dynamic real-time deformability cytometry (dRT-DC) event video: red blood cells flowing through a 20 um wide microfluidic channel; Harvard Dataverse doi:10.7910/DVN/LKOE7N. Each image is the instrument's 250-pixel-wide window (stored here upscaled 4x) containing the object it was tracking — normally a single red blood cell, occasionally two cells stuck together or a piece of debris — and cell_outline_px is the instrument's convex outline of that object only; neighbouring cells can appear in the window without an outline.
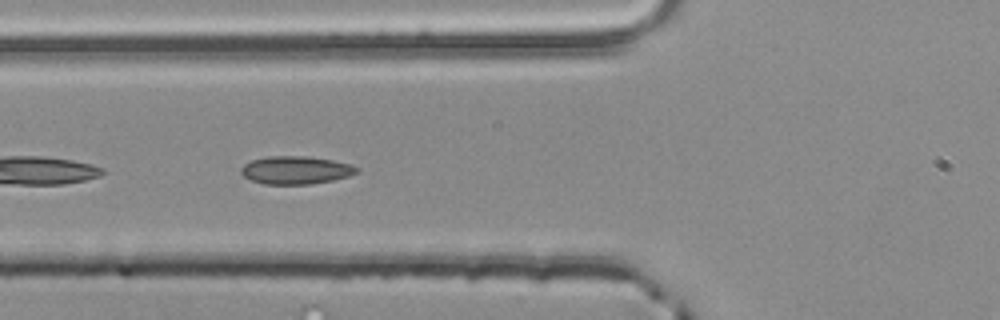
{"species": "common noctule bat (a hibernating species)", "species_latin": "Nyctalus noctula", "temperature_condition": "room temperature", "stored_images_in_passage": 13, "camera_frame_rate_fps": 3000, "um_per_image_px": 0.085, "animal": {"sex": "male", "body_mass_g": 20.4}, "frame": {"image": 1, "passage_image": 4, "time_ms": 1.0, "image_size_px": [1000, 320], "cell_outline_px": [[360, 168], [356, 172], [348, 176], [332, 180], [312, 184], [264, 184], [252, 180], [244, 176], [240, 172], [240, 168], [244, 164], [252, 160], [268, 156], [304, 156], [332, 160], [352, 164]], "centroid_in_image_um": [25.13, 14.46], "position_along_channel_um": 100.7, "area_um2": 18.79}}
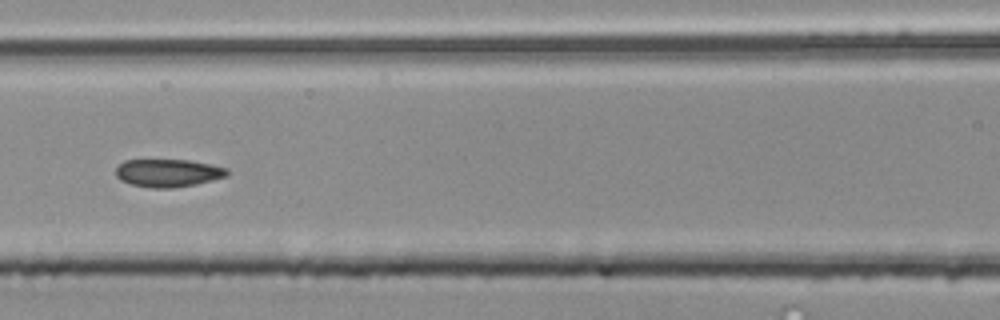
{"frame": {"image": 2, "passage_image": 8, "time_ms": 2.333, "image_size_px": [1000, 320], "cell_outline_px": [[228, 176], [196, 184], [172, 188], [152, 188], [132, 184], [120, 180], [116, 176], [116, 168], [124, 160], [188, 160], [228, 168]], "centroid_in_image_um": [14.28, 14.7], "position_along_channel_um": 152.3, "area_um2": 17.98}}
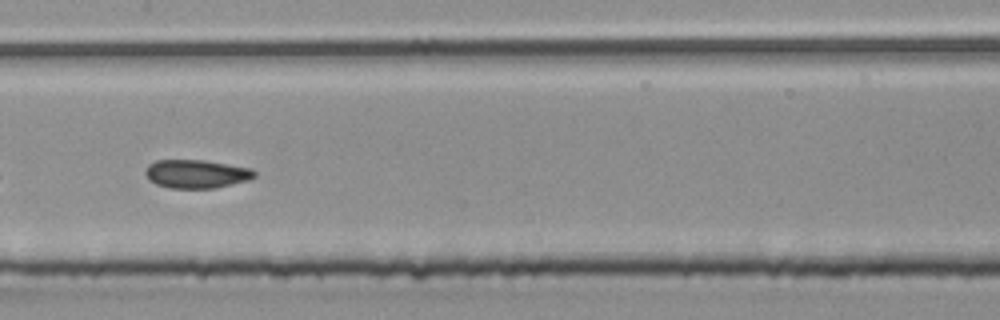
{"frame": {"image": 3, "passage_image": 11, "time_ms": 3.333, "image_size_px": [1000, 320], "cell_outline_px": [[256, 176], [248, 180], [216, 188], [168, 188], [156, 184], [148, 180], [144, 172], [144, 168], [148, 164], [156, 160], [204, 160], [252, 168], [256, 172]], "centroid_in_image_um": [16.66, 14.78], "position_along_channel_um": 190.7, "area_um2": 18.32}}